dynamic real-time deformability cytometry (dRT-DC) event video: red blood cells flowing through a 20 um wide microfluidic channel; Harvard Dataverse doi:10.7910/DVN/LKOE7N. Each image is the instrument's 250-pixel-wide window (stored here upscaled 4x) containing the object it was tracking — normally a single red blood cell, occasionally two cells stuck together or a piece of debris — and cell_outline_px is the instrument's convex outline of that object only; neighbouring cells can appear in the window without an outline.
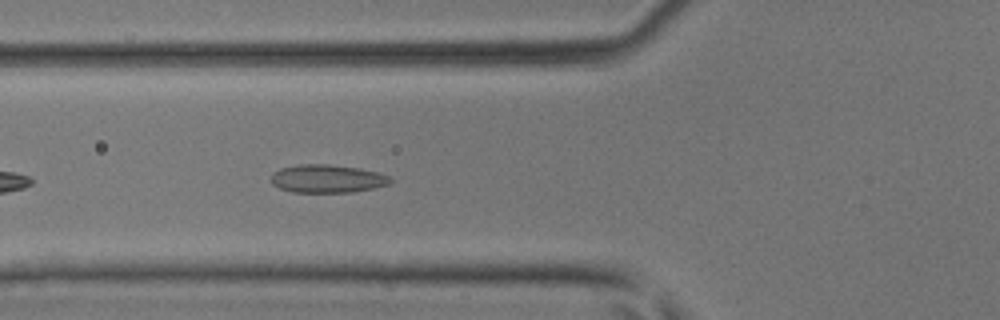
{"species": "common noctule bat (a hibernating species)", "species_latin": "Nyctalus noctula", "temperature_condition": "room temperature", "stored_images_in_passage": 34, "camera_frame_rate_fps": 3000, "um_per_image_px": 0.085, "animal": {"sex": "male", "body_mass_g": 17.9, "forearm_length_mm": 54.2}, "frame": {"image": 1, "passage_image": 5, "time_ms": 1.333, "image_size_px": [1000, 320], "cell_outline_px": [[392, 180], [388, 184], [372, 188], [352, 192], [292, 192], [280, 188], [272, 184], [272, 172], [280, 168], [300, 164], [328, 164], [360, 168], [392, 176]], "centroid_in_image_um": [27.81, 15.18], "position_along_channel_um": 98.0, "area_um2": 19.54}}
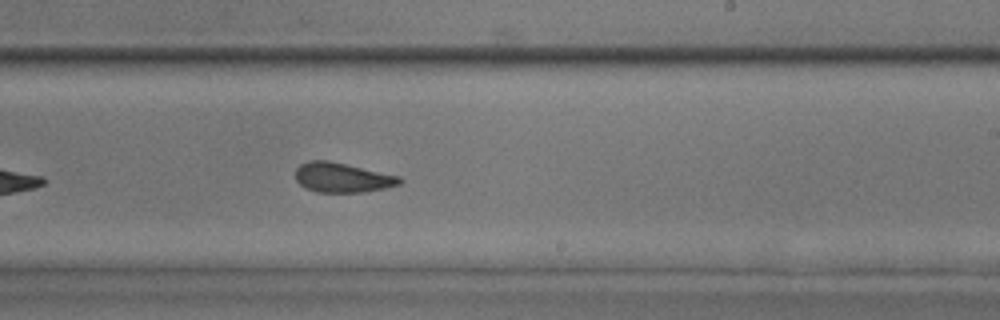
{"frame": {"image": 2, "passage_image": 16, "time_ms": 5.0, "image_size_px": [1000, 320], "cell_outline_px": [[404, 180], [400, 184], [388, 188], [364, 192], [316, 192], [300, 184], [296, 180], [296, 168], [300, 164], [308, 160], [328, 160], [400, 176]], "centroid_in_image_um": [29.12, 15.09], "position_along_channel_um": 259.9, "area_um2": 18.09}}
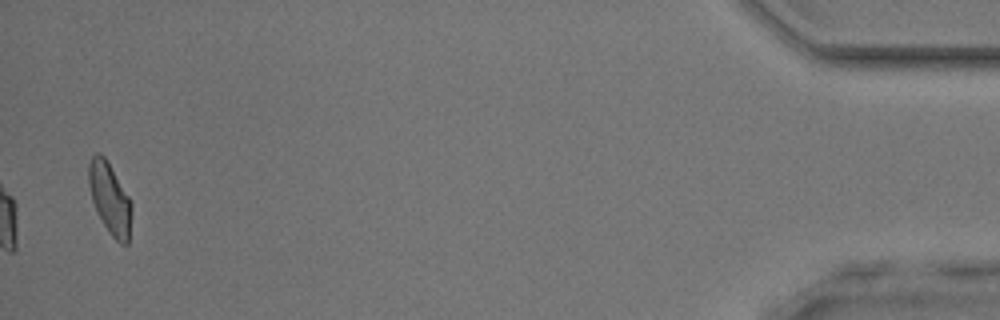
{"frame": {"image": 3, "passage_image": 33, "time_ms": 10.667, "image_size_px": [1000, 320], "cell_outline_px": [[132, 212], [128, 244], [120, 244], [108, 232], [96, 212], [92, 200], [88, 184], [88, 164], [92, 156], [96, 152], [100, 152], [104, 156], [128, 196], [132, 204]], "centroid_in_image_um": [9.32, 16.89], "position_along_channel_um": 425.9, "area_um2": 17.86}}